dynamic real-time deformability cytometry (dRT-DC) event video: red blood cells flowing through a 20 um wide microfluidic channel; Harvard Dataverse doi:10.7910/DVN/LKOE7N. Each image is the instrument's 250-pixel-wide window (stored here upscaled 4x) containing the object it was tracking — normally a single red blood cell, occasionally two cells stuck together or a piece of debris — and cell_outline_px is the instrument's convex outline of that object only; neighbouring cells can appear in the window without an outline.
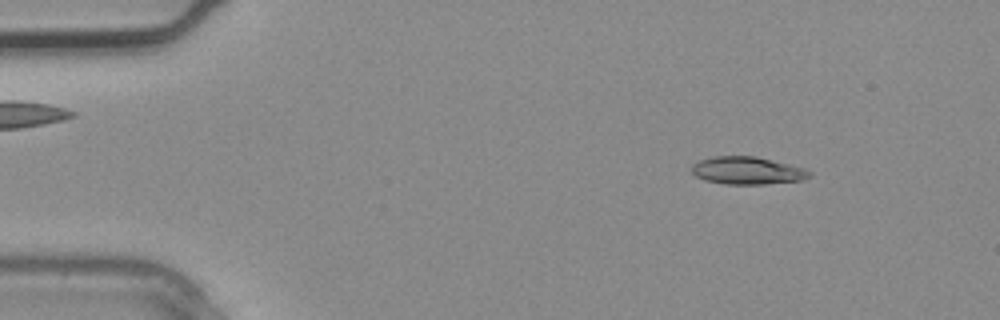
{"species": "common noctule bat (a hibernating species)", "species_latin": "Nyctalus noctula", "temperature_condition": "warm", "stored_images_in_passage": 3, "camera_frame_rate_fps": 3000, "um_per_image_px": 0.085, "animal": {"sex": "male", "body_mass_g": 20.4}, "frame": {"image": 1, "passage_image": 2, "time_ms": 0.333, "image_size_px": [1000, 320], "cell_outline_px": [[812, 176], [800, 180], [764, 184], [724, 184], [704, 180], [696, 176], [692, 172], [692, 164], [700, 160], [712, 156], [756, 156], [804, 168], [812, 172]], "centroid_in_image_um": [63.5, 14.5], "position_along_channel_um": 21.5, "area_um2": 18.9}}